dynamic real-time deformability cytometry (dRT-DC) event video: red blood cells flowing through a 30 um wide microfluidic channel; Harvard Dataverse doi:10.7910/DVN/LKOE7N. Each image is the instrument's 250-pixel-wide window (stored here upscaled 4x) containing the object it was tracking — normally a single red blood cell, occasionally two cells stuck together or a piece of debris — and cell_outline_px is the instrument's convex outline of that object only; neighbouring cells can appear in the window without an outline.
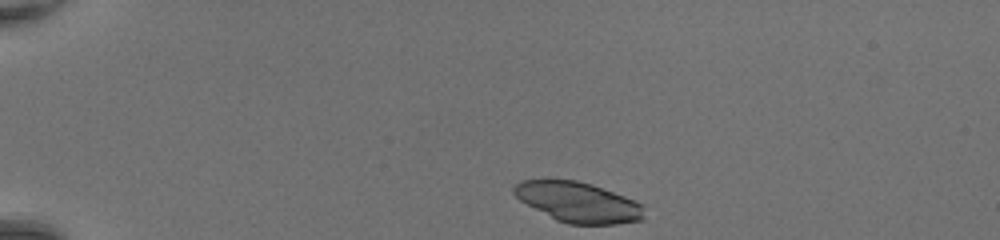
{"species": "common noctule bat (a hibernating species)", "species_latin": "Nyctalus noctula", "temperature_condition": "room temperature", "stored_images_in_passage": 38, "camera_frame_rate_fps": 3000, "um_per_image_px": 0.085, "animal": {"sex": "female", "body_mass_g": 20.0, "forearm_length_mm": 54.0}, "frame": {"image": 1, "passage_image": 1, "time_ms": 0.0, "image_size_px": [1000, 240], "cell_outline_px": [[644, 220], [616, 224], [568, 224], [556, 220], [520, 200], [512, 192], [512, 188], [520, 180], [576, 180], [592, 184], [636, 200], [644, 204]], "centroid_in_image_um": [49.18, 17.19], "position_along_channel_um": 35.8, "area_um2": 30.58}}